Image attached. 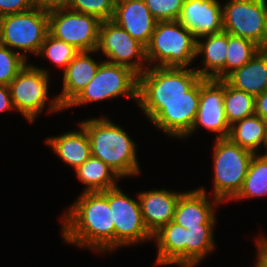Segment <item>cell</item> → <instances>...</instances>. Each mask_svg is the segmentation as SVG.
Returning <instances> with one entry per match:
<instances>
[{
  "mask_svg": "<svg viewBox=\"0 0 267 267\" xmlns=\"http://www.w3.org/2000/svg\"><path fill=\"white\" fill-rule=\"evenodd\" d=\"M157 246V265L186 267V229L173 221L153 235Z\"/></svg>",
  "mask_w": 267,
  "mask_h": 267,
  "instance_id": "cell-22",
  "label": "cell"
},
{
  "mask_svg": "<svg viewBox=\"0 0 267 267\" xmlns=\"http://www.w3.org/2000/svg\"><path fill=\"white\" fill-rule=\"evenodd\" d=\"M49 34L79 51H96L101 21L95 16L70 9L48 13Z\"/></svg>",
  "mask_w": 267,
  "mask_h": 267,
  "instance_id": "cell-12",
  "label": "cell"
},
{
  "mask_svg": "<svg viewBox=\"0 0 267 267\" xmlns=\"http://www.w3.org/2000/svg\"><path fill=\"white\" fill-rule=\"evenodd\" d=\"M96 51L108 58L104 61L129 67L138 75L149 67L145 47L113 20L101 21Z\"/></svg>",
  "mask_w": 267,
  "mask_h": 267,
  "instance_id": "cell-11",
  "label": "cell"
},
{
  "mask_svg": "<svg viewBox=\"0 0 267 267\" xmlns=\"http://www.w3.org/2000/svg\"><path fill=\"white\" fill-rule=\"evenodd\" d=\"M203 39V40H201ZM228 33L206 35L197 39L196 58L201 55L204 67L195 69L202 78L225 79Z\"/></svg>",
  "mask_w": 267,
  "mask_h": 267,
  "instance_id": "cell-20",
  "label": "cell"
},
{
  "mask_svg": "<svg viewBox=\"0 0 267 267\" xmlns=\"http://www.w3.org/2000/svg\"><path fill=\"white\" fill-rule=\"evenodd\" d=\"M200 80L175 101H161L146 117L168 137L181 140L190 130L198 112Z\"/></svg>",
  "mask_w": 267,
  "mask_h": 267,
  "instance_id": "cell-13",
  "label": "cell"
},
{
  "mask_svg": "<svg viewBox=\"0 0 267 267\" xmlns=\"http://www.w3.org/2000/svg\"><path fill=\"white\" fill-rule=\"evenodd\" d=\"M216 224H201L186 229V267H196L210 255L215 247Z\"/></svg>",
  "mask_w": 267,
  "mask_h": 267,
  "instance_id": "cell-26",
  "label": "cell"
},
{
  "mask_svg": "<svg viewBox=\"0 0 267 267\" xmlns=\"http://www.w3.org/2000/svg\"><path fill=\"white\" fill-rule=\"evenodd\" d=\"M208 195L203 186L183 191L175 207L173 222L185 229L199 227L201 224H216V206L222 203L216 198L210 200Z\"/></svg>",
  "mask_w": 267,
  "mask_h": 267,
  "instance_id": "cell-16",
  "label": "cell"
},
{
  "mask_svg": "<svg viewBox=\"0 0 267 267\" xmlns=\"http://www.w3.org/2000/svg\"><path fill=\"white\" fill-rule=\"evenodd\" d=\"M157 21H176L185 0H144Z\"/></svg>",
  "mask_w": 267,
  "mask_h": 267,
  "instance_id": "cell-33",
  "label": "cell"
},
{
  "mask_svg": "<svg viewBox=\"0 0 267 267\" xmlns=\"http://www.w3.org/2000/svg\"><path fill=\"white\" fill-rule=\"evenodd\" d=\"M79 123L89 136L91 156L107 164L121 179L140 174L136 142L120 125L105 115Z\"/></svg>",
  "mask_w": 267,
  "mask_h": 267,
  "instance_id": "cell-2",
  "label": "cell"
},
{
  "mask_svg": "<svg viewBox=\"0 0 267 267\" xmlns=\"http://www.w3.org/2000/svg\"><path fill=\"white\" fill-rule=\"evenodd\" d=\"M224 110L228 124L231 126L248 116L255 114V97L231 87L224 80Z\"/></svg>",
  "mask_w": 267,
  "mask_h": 267,
  "instance_id": "cell-28",
  "label": "cell"
},
{
  "mask_svg": "<svg viewBox=\"0 0 267 267\" xmlns=\"http://www.w3.org/2000/svg\"><path fill=\"white\" fill-rule=\"evenodd\" d=\"M47 137L45 142L64 163L74 170L91 157L90 141L84 127Z\"/></svg>",
  "mask_w": 267,
  "mask_h": 267,
  "instance_id": "cell-21",
  "label": "cell"
},
{
  "mask_svg": "<svg viewBox=\"0 0 267 267\" xmlns=\"http://www.w3.org/2000/svg\"><path fill=\"white\" fill-rule=\"evenodd\" d=\"M222 3L219 0H185L177 21L196 39L223 30Z\"/></svg>",
  "mask_w": 267,
  "mask_h": 267,
  "instance_id": "cell-15",
  "label": "cell"
},
{
  "mask_svg": "<svg viewBox=\"0 0 267 267\" xmlns=\"http://www.w3.org/2000/svg\"><path fill=\"white\" fill-rule=\"evenodd\" d=\"M70 0H35L36 7L46 13L69 9Z\"/></svg>",
  "mask_w": 267,
  "mask_h": 267,
  "instance_id": "cell-35",
  "label": "cell"
},
{
  "mask_svg": "<svg viewBox=\"0 0 267 267\" xmlns=\"http://www.w3.org/2000/svg\"><path fill=\"white\" fill-rule=\"evenodd\" d=\"M48 28L49 15L38 7L5 15L0 17V43L28 60V52L34 55L40 52Z\"/></svg>",
  "mask_w": 267,
  "mask_h": 267,
  "instance_id": "cell-7",
  "label": "cell"
},
{
  "mask_svg": "<svg viewBox=\"0 0 267 267\" xmlns=\"http://www.w3.org/2000/svg\"><path fill=\"white\" fill-rule=\"evenodd\" d=\"M265 156H267V144H266V147H265V153H264Z\"/></svg>",
  "mask_w": 267,
  "mask_h": 267,
  "instance_id": "cell-40",
  "label": "cell"
},
{
  "mask_svg": "<svg viewBox=\"0 0 267 267\" xmlns=\"http://www.w3.org/2000/svg\"><path fill=\"white\" fill-rule=\"evenodd\" d=\"M49 81V72L46 68L29 63L8 85L14 109L20 112L27 122L34 123L47 107L46 104H49L47 108L51 113L64 110L57 96L48 100Z\"/></svg>",
  "mask_w": 267,
  "mask_h": 267,
  "instance_id": "cell-5",
  "label": "cell"
},
{
  "mask_svg": "<svg viewBox=\"0 0 267 267\" xmlns=\"http://www.w3.org/2000/svg\"><path fill=\"white\" fill-rule=\"evenodd\" d=\"M255 114L267 121V90L255 97Z\"/></svg>",
  "mask_w": 267,
  "mask_h": 267,
  "instance_id": "cell-38",
  "label": "cell"
},
{
  "mask_svg": "<svg viewBox=\"0 0 267 267\" xmlns=\"http://www.w3.org/2000/svg\"><path fill=\"white\" fill-rule=\"evenodd\" d=\"M201 78L195 68L148 67L138 75L137 105L147 116L161 101L183 98Z\"/></svg>",
  "mask_w": 267,
  "mask_h": 267,
  "instance_id": "cell-3",
  "label": "cell"
},
{
  "mask_svg": "<svg viewBox=\"0 0 267 267\" xmlns=\"http://www.w3.org/2000/svg\"><path fill=\"white\" fill-rule=\"evenodd\" d=\"M137 199L125 194L119 185L108 189L109 207L115 227V250L153 240L144 225L140 201Z\"/></svg>",
  "mask_w": 267,
  "mask_h": 267,
  "instance_id": "cell-10",
  "label": "cell"
},
{
  "mask_svg": "<svg viewBox=\"0 0 267 267\" xmlns=\"http://www.w3.org/2000/svg\"><path fill=\"white\" fill-rule=\"evenodd\" d=\"M60 220L61 238L65 243L96 253L115 251V227L108 190L82 192Z\"/></svg>",
  "mask_w": 267,
  "mask_h": 267,
  "instance_id": "cell-1",
  "label": "cell"
},
{
  "mask_svg": "<svg viewBox=\"0 0 267 267\" xmlns=\"http://www.w3.org/2000/svg\"><path fill=\"white\" fill-rule=\"evenodd\" d=\"M232 143L254 154L267 144V121L253 114L230 126L227 137Z\"/></svg>",
  "mask_w": 267,
  "mask_h": 267,
  "instance_id": "cell-24",
  "label": "cell"
},
{
  "mask_svg": "<svg viewBox=\"0 0 267 267\" xmlns=\"http://www.w3.org/2000/svg\"><path fill=\"white\" fill-rule=\"evenodd\" d=\"M197 39L176 21H157L145 47L149 67L190 68L196 58Z\"/></svg>",
  "mask_w": 267,
  "mask_h": 267,
  "instance_id": "cell-4",
  "label": "cell"
},
{
  "mask_svg": "<svg viewBox=\"0 0 267 267\" xmlns=\"http://www.w3.org/2000/svg\"><path fill=\"white\" fill-rule=\"evenodd\" d=\"M15 110L11 100L10 89L8 85L0 84V112Z\"/></svg>",
  "mask_w": 267,
  "mask_h": 267,
  "instance_id": "cell-37",
  "label": "cell"
},
{
  "mask_svg": "<svg viewBox=\"0 0 267 267\" xmlns=\"http://www.w3.org/2000/svg\"><path fill=\"white\" fill-rule=\"evenodd\" d=\"M76 177L86 186L83 192H103L118 186L121 179L111 168L98 158L91 156L75 170Z\"/></svg>",
  "mask_w": 267,
  "mask_h": 267,
  "instance_id": "cell-25",
  "label": "cell"
},
{
  "mask_svg": "<svg viewBox=\"0 0 267 267\" xmlns=\"http://www.w3.org/2000/svg\"><path fill=\"white\" fill-rule=\"evenodd\" d=\"M34 7L35 0H0V17L25 12Z\"/></svg>",
  "mask_w": 267,
  "mask_h": 267,
  "instance_id": "cell-34",
  "label": "cell"
},
{
  "mask_svg": "<svg viewBox=\"0 0 267 267\" xmlns=\"http://www.w3.org/2000/svg\"><path fill=\"white\" fill-rule=\"evenodd\" d=\"M223 101L224 80L201 78L198 112L191 130L182 139L190 137L200 127L216 133V139L227 138L230 125L226 119Z\"/></svg>",
  "mask_w": 267,
  "mask_h": 267,
  "instance_id": "cell-14",
  "label": "cell"
},
{
  "mask_svg": "<svg viewBox=\"0 0 267 267\" xmlns=\"http://www.w3.org/2000/svg\"><path fill=\"white\" fill-rule=\"evenodd\" d=\"M27 60L12 49L0 43V84L9 85L25 67Z\"/></svg>",
  "mask_w": 267,
  "mask_h": 267,
  "instance_id": "cell-31",
  "label": "cell"
},
{
  "mask_svg": "<svg viewBox=\"0 0 267 267\" xmlns=\"http://www.w3.org/2000/svg\"><path fill=\"white\" fill-rule=\"evenodd\" d=\"M97 51H80L63 71V86L60 95H56L65 109L94 78L100 64L92 56ZM93 53V54H92ZM92 54V56L90 55Z\"/></svg>",
  "mask_w": 267,
  "mask_h": 267,
  "instance_id": "cell-19",
  "label": "cell"
},
{
  "mask_svg": "<svg viewBox=\"0 0 267 267\" xmlns=\"http://www.w3.org/2000/svg\"><path fill=\"white\" fill-rule=\"evenodd\" d=\"M234 89L254 97L267 90V51L260 50L248 63L224 79Z\"/></svg>",
  "mask_w": 267,
  "mask_h": 267,
  "instance_id": "cell-23",
  "label": "cell"
},
{
  "mask_svg": "<svg viewBox=\"0 0 267 267\" xmlns=\"http://www.w3.org/2000/svg\"><path fill=\"white\" fill-rule=\"evenodd\" d=\"M213 148V198L221 203L233 201L242 189L254 153L232 143L228 138L216 139Z\"/></svg>",
  "mask_w": 267,
  "mask_h": 267,
  "instance_id": "cell-6",
  "label": "cell"
},
{
  "mask_svg": "<svg viewBox=\"0 0 267 267\" xmlns=\"http://www.w3.org/2000/svg\"><path fill=\"white\" fill-rule=\"evenodd\" d=\"M262 50L267 51V33H266V39H265L264 46H263Z\"/></svg>",
  "mask_w": 267,
  "mask_h": 267,
  "instance_id": "cell-39",
  "label": "cell"
},
{
  "mask_svg": "<svg viewBox=\"0 0 267 267\" xmlns=\"http://www.w3.org/2000/svg\"><path fill=\"white\" fill-rule=\"evenodd\" d=\"M222 5L223 30L264 46L267 33V0H227Z\"/></svg>",
  "mask_w": 267,
  "mask_h": 267,
  "instance_id": "cell-9",
  "label": "cell"
},
{
  "mask_svg": "<svg viewBox=\"0 0 267 267\" xmlns=\"http://www.w3.org/2000/svg\"><path fill=\"white\" fill-rule=\"evenodd\" d=\"M182 193L164 188L137 193L144 225L152 236L173 221L175 207Z\"/></svg>",
  "mask_w": 267,
  "mask_h": 267,
  "instance_id": "cell-18",
  "label": "cell"
},
{
  "mask_svg": "<svg viewBox=\"0 0 267 267\" xmlns=\"http://www.w3.org/2000/svg\"><path fill=\"white\" fill-rule=\"evenodd\" d=\"M257 259L253 267H267V236L256 238Z\"/></svg>",
  "mask_w": 267,
  "mask_h": 267,
  "instance_id": "cell-36",
  "label": "cell"
},
{
  "mask_svg": "<svg viewBox=\"0 0 267 267\" xmlns=\"http://www.w3.org/2000/svg\"><path fill=\"white\" fill-rule=\"evenodd\" d=\"M262 196H267V156L257 153L251 158L242 189L233 200L262 198Z\"/></svg>",
  "mask_w": 267,
  "mask_h": 267,
  "instance_id": "cell-27",
  "label": "cell"
},
{
  "mask_svg": "<svg viewBox=\"0 0 267 267\" xmlns=\"http://www.w3.org/2000/svg\"><path fill=\"white\" fill-rule=\"evenodd\" d=\"M79 52L74 46L48 33L37 56L47 58L53 65L61 67L64 71Z\"/></svg>",
  "mask_w": 267,
  "mask_h": 267,
  "instance_id": "cell-30",
  "label": "cell"
},
{
  "mask_svg": "<svg viewBox=\"0 0 267 267\" xmlns=\"http://www.w3.org/2000/svg\"><path fill=\"white\" fill-rule=\"evenodd\" d=\"M138 101V74L131 68L103 61L94 78L64 109L119 97Z\"/></svg>",
  "mask_w": 267,
  "mask_h": 267,
  "instance_id": "cell-8",
  "label": "cell"
},
{
  "mask_svg": "<svg viewBox=\"0 0 267 267\" xmlns=\"http://www.w3.org/2000/svg\"><path fill=\"white\" fill-rule=\"evenodd\" d=\"M115 2L116 0H70L69 9L106 21L113 19Z\"/></svg>",
  "mask_w": 267,
  "mask_h": 267,
  "instance_id": "cell-32",
  "label": "cell"
},
{
  "mask_svg": "<svg viewBox=\"0 0 267 267\" xmlns=\"http://www.w3.org/2000/svg\"><path fill=\"white\" fill-rule=\"evenodd\" d=\"M228 50L225 61V78L234 70L248 63L261 47L253 41L228 33Z\"/></svg>",
  "mask_w": 267,
  "mask_h": 267,
  "instance_id": "cell-29",
  "label": "cell"
},
{
  "mask_svg": "<svg viewBox=\"0 0 267 267\" xmlns=\"http://www.w3.org/2000/svg\"><path fill=\"white\" fill-rule=\"evenodd\" d=\"M112 20L144 47L149 43L157 23L144 0H116Z\"/></svg>",
  "mask_w": 267,
  "mask_h": 267,
  "instance_id": "cell-17",
  "label": "cell"
}]
</instances>
